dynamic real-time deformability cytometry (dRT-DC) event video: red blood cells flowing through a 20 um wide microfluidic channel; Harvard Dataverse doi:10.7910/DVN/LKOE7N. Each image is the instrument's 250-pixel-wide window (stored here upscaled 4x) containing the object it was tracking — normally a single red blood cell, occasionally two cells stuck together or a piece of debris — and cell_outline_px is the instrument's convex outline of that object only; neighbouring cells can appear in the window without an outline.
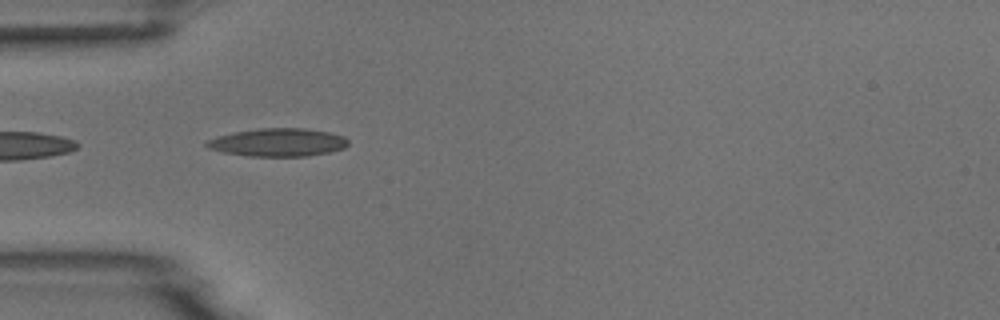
{"species": "common noctule bat (a hibernating species)", "species_latin": "Nyctalus noctula", "temperature_condition": "room temperature", "stored_images_in_passage": 5, "camera_frame_rate_fps": 3000, "um_per_image_px": 0.085, "animal": {"sex": "male", "body_mass_g": 18.8}, "frame": {"image": 1, "passage_image": 4, "time_ms": 4.333, "image_size_px": [1000, 320], "cell_outline_px": [[348, 144], [344, 148], [328, 152], [308, 156], [248, 156], [224, 152], [208, 148], [204, 144], [204, 140], [216, 136], [236, 132], [260, 128], [304, 128], [328, 132], [344, 136], [348, 140]], "centroid_in_image_um": [23.6, 12.1], "position_along_channel_um": 61.4, "area_um2": 23.12}}